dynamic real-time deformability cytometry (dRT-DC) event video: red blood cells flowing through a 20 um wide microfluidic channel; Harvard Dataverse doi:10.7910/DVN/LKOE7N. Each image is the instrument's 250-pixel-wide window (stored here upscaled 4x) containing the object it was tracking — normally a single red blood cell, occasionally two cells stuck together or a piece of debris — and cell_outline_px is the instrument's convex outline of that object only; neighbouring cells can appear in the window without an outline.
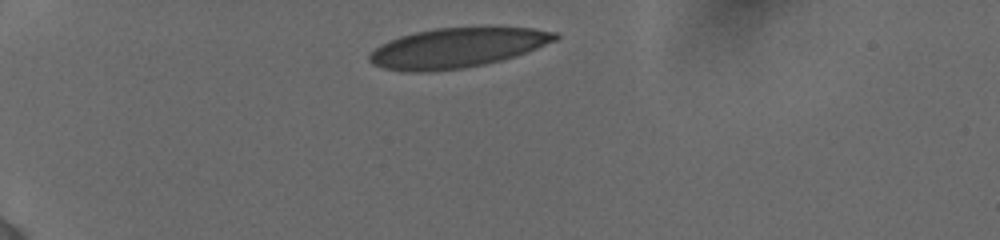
{"species": "human", "species_latin": "Homo sapiens", "temperature_condition": "cold", "stored_images_in_passage": 7, "camera_frame_rate_fps": 3000, "um_per_image_px": 0.085, "donor": {"sex": "female"}, "frame": {"image": 1, "passage_image": 1, "time_ms": 0.0, "image_size_px": [1000, 240], "cell_outline_px": [[560, 36], [556, 40], [516, 56], [484, 64], [464, 68], [420, 72], [400, 72], [384, 68], [372, 64], [368, 60], [368, 56], [380, 44], [388, 40], [400, 36], [432, 28], [480, 24], [496, 24], [532, 28], [556, 32]], "centroid_in_image_um": [38.89, 4.01], "position_along_channel_um": 46.1, "area_um2": 44.45}}
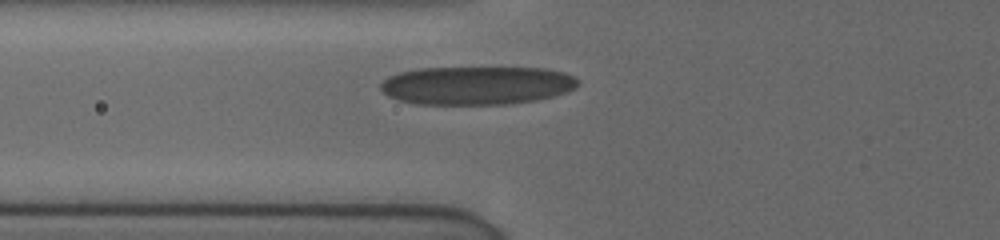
{"frame": {"image": 2, "passage_image": 6, "time_ms": 2.333, "image_size_px": [1000, 240], "cell_outline_px": [[580, 84], [576, 88], [552, 96], [536, 100], [504, 104], [416, 104], [396, 100], [388, 96], [380, 88], [380, 84], [388, 76], [400, 72], [420, 68], [548, 68], [564, 72], [576, 76], [580, 80]], "centroid_in_image_um": [40.54, 7.25], "position_along_channel_um": 85.3, "area_um2": 44.39}}